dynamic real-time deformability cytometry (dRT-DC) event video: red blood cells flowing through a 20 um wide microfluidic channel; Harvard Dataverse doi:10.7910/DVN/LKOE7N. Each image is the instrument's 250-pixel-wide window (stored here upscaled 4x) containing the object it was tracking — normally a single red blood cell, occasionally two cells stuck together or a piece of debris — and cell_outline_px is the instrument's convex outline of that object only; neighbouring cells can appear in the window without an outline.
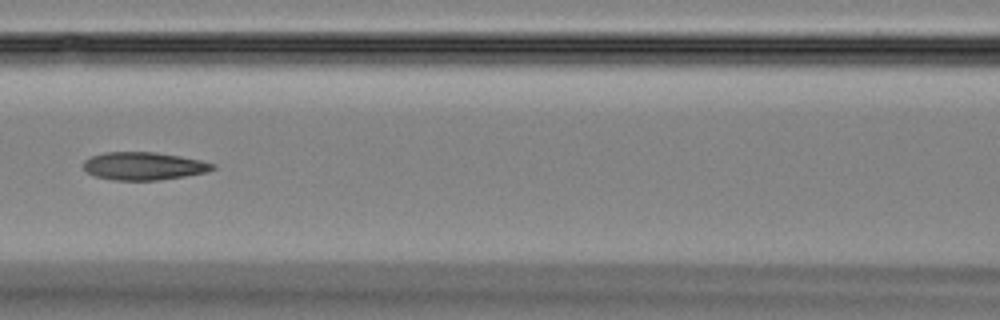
{"species": "Egyptian fruit bat (a non-hibernating species)", "species_latin": "Rousettus aegyptiacus", "temperature_condition": "room temperature", "stored_images_in_passage": 5, "camera_frame_rate_fps": 3000, "um_per_image_px": 0.085, "animal": {"sex": "female"}, "frame": {"image": 1, "passage_image": 5, "time_ms": 5.333, "image_size_px": [1000, 320], "cell_outline_px": [[216, 168], [208, 172], [160, 180], [112, 180], [96, 176], [88, 172], [84, 168], [84, 160], [92, 156], [104, 152], [156, 152], [180, 156], [200, 160], [216, 164]], "centroid_in_image_um": [12.25, 14.11], "position_along_channel_um": 154.4, "area_um2": 20.98}}